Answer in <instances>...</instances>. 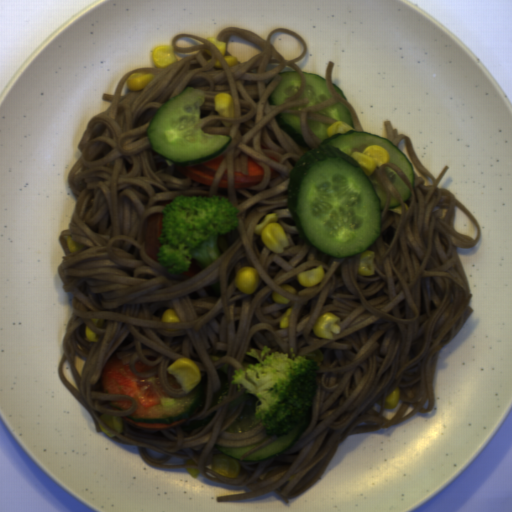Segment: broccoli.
I'll return each mask as SVG.
<instances>
[{
	"instance_id": "1706d50b",
	"label": "broccoli",
	"mask_w": 512,
	"mask_h": 512,
	"mask_svg": "<svg viewBox=\"0 0 512 512\" xmlns=\"http://www.w3.org/2000/svg\"><path fill=\"white\" fill-rule=\"evenodd\" d=\"M271 351L263 346L258 355L251 348L245 354L258 363L244 362V368L234 369L231 377L232 384H240L245 394L258 397L260 404L254 413L270 438L309 424L320 370L309 358Z\"/></svg>"
},
{
	"instance_id": "ccd96aad",
	"label": "broccoli",
	"mask_w": 512,
	"mask_h": 512,
	"mask_svg": "<svg viewBox=\"0 0 512 512\" xmlns=\"http://www.w3.org/2000/svg\"><path fill=\"white\" fill-rule=\"evenodd\" d=\"M161 247L156 254L171 275L187 272L192 260L204 269L220 257L217 241L239 225V209L226 198L179 195L162 209Z\"/></svg>"
},
{
	"instance_id": "226fcaf6",
	"label": "broccoli",
	"mask_w": 512,
	"mask_h": 512,
	"mask_svg": "<svg viewBox=\"0 0 512 512\" xmlns=\"http://www.w3.org/2000/svg\"><path fill=\"white\" fill-rule=\"evenodd\" d=\"M226 355V351H220L217 353L210 354L211 360L214 361H220L223 359Z\"/></svg>"
}]
</instances>
